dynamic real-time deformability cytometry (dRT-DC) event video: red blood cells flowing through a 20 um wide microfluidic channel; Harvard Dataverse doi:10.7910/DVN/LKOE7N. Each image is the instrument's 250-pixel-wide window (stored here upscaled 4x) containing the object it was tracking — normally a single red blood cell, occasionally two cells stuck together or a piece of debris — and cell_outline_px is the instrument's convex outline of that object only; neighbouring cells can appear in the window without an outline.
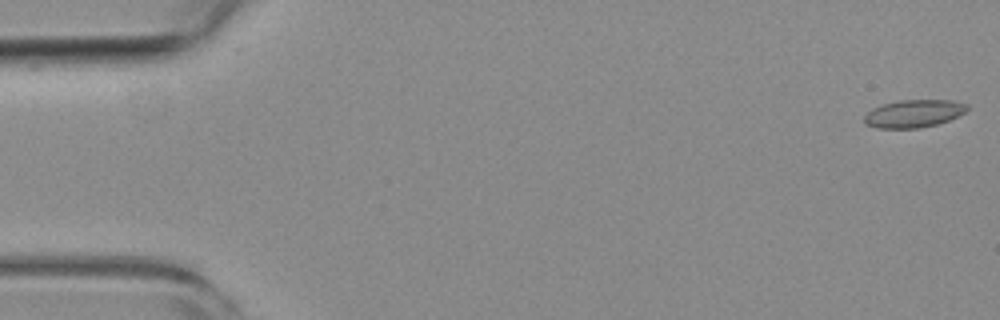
{"species": "common noctule bat (a hibernating species)", "species_latin": "Nyctalus noctula", "temperature_condition": "room temperature", "stored_images_in_passage": 56, "segment_of_instrument_passage": [1, 2], "camera_frame_rate_fps": 3000, "um_per_image_px": 0.085, "animal": {"sex": "female", "body_mass_g": 19.3, "forearm_length_mm": 54.1}, "frame": {"image": 1, "passage_image": 1, "time_ms": 0.0, "image_size_px": [1000, 320], "cell_outline_px": [[968, 108], [964, 112], [948, 120], [936, 124], [920, 128], [876, 128], [864, 124], [864, 116], [872, 108], [896, 100], [952, 100], [968, 104]], "centroid_in_image_um": [77.63, 9.65], "position_along_channel_um": 7.4, "area_um2": 16.59}}
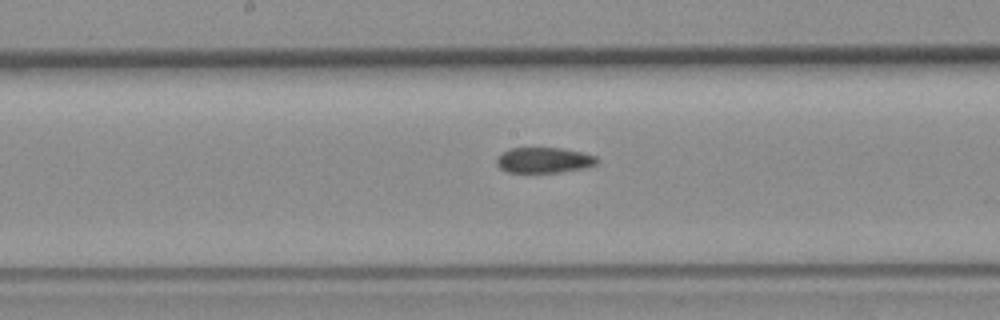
{"frame": {"image": 2, "passage_image": 29, "time_ms": 9.333, "image_size_px": [1000, 320], "cell_outline_px": [[600, 160], [596, 164], [584, 168], [560, 172], [508, 172], [500, 168], [496, 164], [496, 160], [508, 148], [560, 148], [580, 152], [596, 156]], "centroid_in_image_um": [46.25, 13.61], "position_along_channel_um": 202.0, "area_um2": 14.8}}
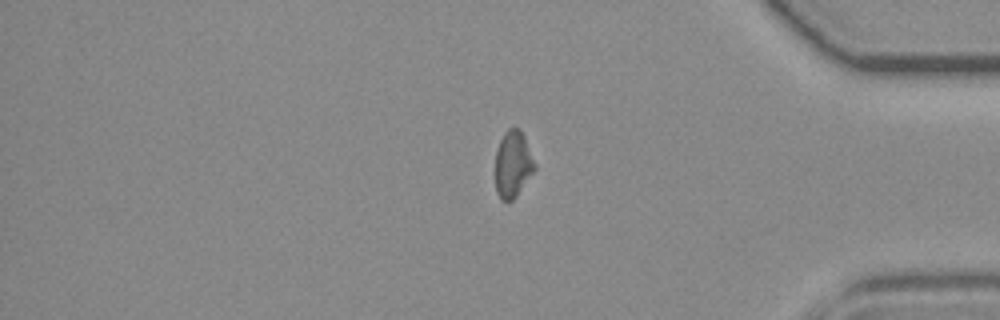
{"frame": {"image": 3, "passage_image": 46, "time_ms": 15.0, "image_size_px": [1000, 320], "cell_outline_px": [[536, 168], [516, 196], [512, 200], [500, 200], [496, 192], [496, 152], [500, 140], [504, 132], [508, 128], [520, 128], [524, 136], [536, 164]], "centroid_in_image_um": [43.6, 13.94], "position_along_channel_um": 391.6, "area_um2": 15.2}}